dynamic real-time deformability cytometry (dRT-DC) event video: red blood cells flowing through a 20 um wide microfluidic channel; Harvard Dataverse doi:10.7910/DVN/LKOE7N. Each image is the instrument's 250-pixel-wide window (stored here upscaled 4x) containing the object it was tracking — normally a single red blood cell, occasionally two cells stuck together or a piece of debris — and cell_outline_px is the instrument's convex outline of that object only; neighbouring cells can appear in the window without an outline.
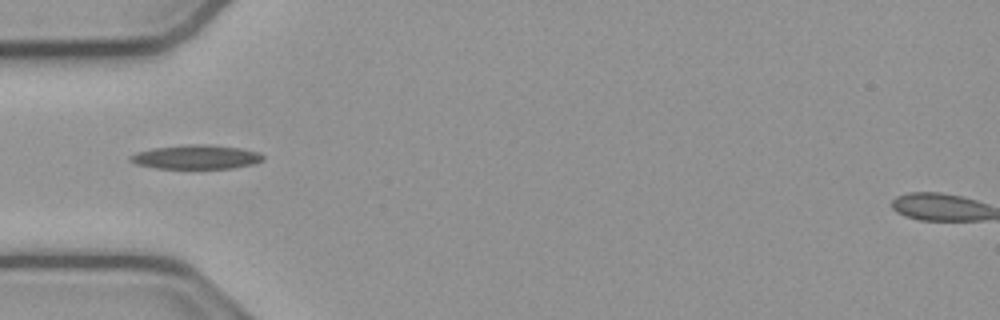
{"species": "common noctule bat (a hibernating species)", "species_latin": "Nyctalus noctula", "temperature_condition": "cold", "stored_images_in_passage": 52, "camera_frame_rate_fps": 3000, "um_per_image_px": 0.085, "animal": {"sex": "male", "body_mass_g": 23.1, "forearm_length_mm": 52.7}, "frame": {"image": 1, "passage_image": 16, "time_ms": 5.0, "image_size_px": [1000, 320], "cell_outline_px": [[264, 160], [256, 164], [232, 168], [156, 168], [136, 164], [128, 160], [128, 156], [136, 152], [152, 148], [192, 144], [200, 144], [240, 148], [260, 152], [264, 156]], "centroid_in_image_um": [16.68, 13.35], "position_along_channel_um": 68.3, "area_um2": 18.67}}
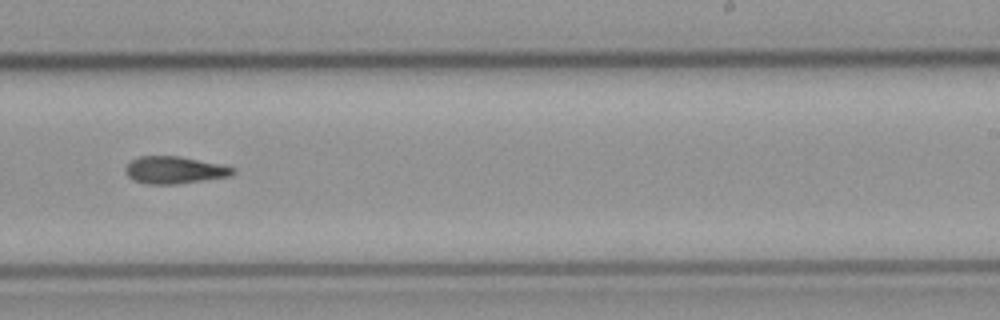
{"frame": {"image": 2, "passage_image": 32, "time_ms": 10.333, "image_size_px": [1000, 320], "cell_outline_px": [[236, 172], [232, 176], [176, 184], [148, 184], [132, 180], [124, 172], [124, 168], [132, 160], [140, 156], [180, 156], [220, 164], [236, 168]], "centroid_in_image_um": [14.84, 14.46], "position_along_channel_um": 274.2, "area_um2": 17.17}}
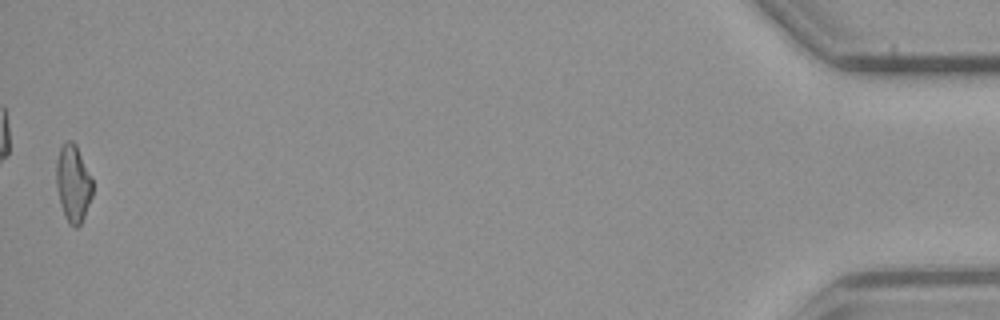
{"frame": {"image": 3, "passage_image": 52, "time_ms": 17.0, "image_size_px": [1000, 320], "cell_outline_px": [[92, 196], [84, 216], [80, 224], [76, 228], [68, 224], [64, 216], [60, 204], [56, 188], [56, 160], [60, 148], [68, 140], [72, 140], [76, 144], [92, 176]], "centroid_in_image_um": [6.21, 15.59], "position_along_channel_um": 429.0, "area_um2": 16.53}}